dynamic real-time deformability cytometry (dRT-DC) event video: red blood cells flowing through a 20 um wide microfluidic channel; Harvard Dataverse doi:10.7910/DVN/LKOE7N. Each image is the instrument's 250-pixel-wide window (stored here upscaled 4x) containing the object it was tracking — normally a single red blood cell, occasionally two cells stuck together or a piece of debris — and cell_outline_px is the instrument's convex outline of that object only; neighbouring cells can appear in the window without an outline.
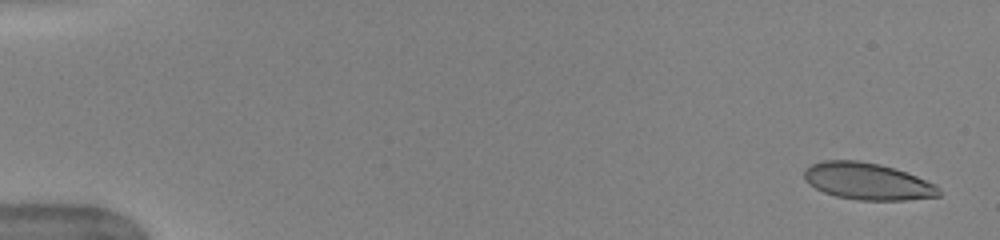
{"species": "human", "species_latin": "Homo sapiens", "temperature_condition": "warm", "stored_images_in_passage": 52, "camera_frame_rate_fps": 3000, "um_per_image_px": 0.085, "donor": {"sex": "female"}, "frame": {"image": 1, "passage_image": 2, "time_ms": 0.333, "image_size_px": [1000, 240], "cell_outline_px": [[940, 196], [908, 200], [856, 200], [836, 196], [824, 192], [808, 184], [804, 180], [804, 168], [812, 164], [824, 160], [860, 160], [880, 164], [896, 168], [936, 184], [940, 188]], "centroid_in_image_um": [73.74, 15.41], "position_along_channel_um": 11.3, "area_um2": 29.25}}
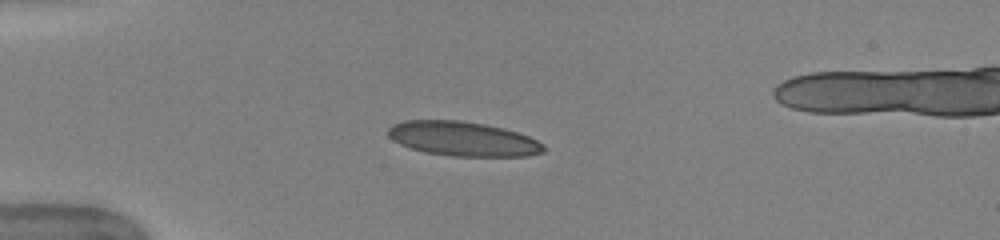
{"frame": {"image": 2, "passage_image": 14, "time_ms": 4.333, "image_size_px": [1000, 240], "cell_outline_px": [[544, 152], [528, 156], [452, 156], [424, 152], [400, 144], [392, 140], [388, 136], [388, 128], [392, 124], [404, 120], [460, 120], [484, 124], [504, 128], [528, 136], [544, 144]], "centroid_in_image_um": [39.33, 11.79], "position_along_channel_um": 45.7, "area_um2": 31.27}}
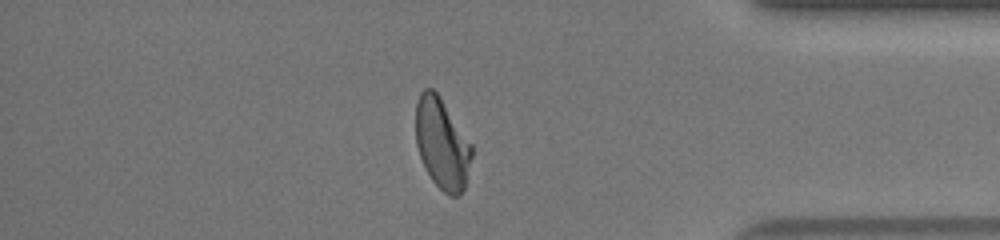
{"frame": {"image": 3, "passage_image": 44, "time_ms": 14.333, "image_size_px": [1000, 240], "cell_outline_px": [[472, 156], [464, 188], [460, 196], [448, 196], [432, 180], [420, 156], [416, 144], [416, 100], [420, 92], [424, 88], [432, 88], [440, 96], [472, 144]], "centroid_in_image_um": [37.57, 12.19], "position_along_channel_um": 397.6, "area_um2": 29.59}, "authors_computed_cell_mechanics": {"area_um2": 30.8652, "velocity_mm_per_s": 4.0006, "shape_relaxation_time_tau1_ms": 5.2962, "shape_relaxation_time_tau2_ms": null, "deformation_change_tau1": 0.1912, "deformation_change_tau2": null}}